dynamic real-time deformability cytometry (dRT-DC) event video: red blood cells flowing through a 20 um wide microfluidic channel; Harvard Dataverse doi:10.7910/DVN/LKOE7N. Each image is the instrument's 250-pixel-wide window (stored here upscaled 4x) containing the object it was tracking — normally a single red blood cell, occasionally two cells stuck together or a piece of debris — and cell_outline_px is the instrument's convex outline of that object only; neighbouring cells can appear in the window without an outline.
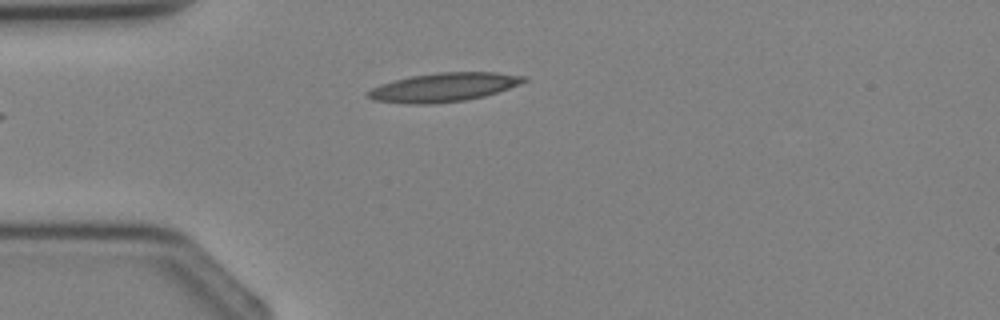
{"species": "Egyptian fruit bat (a non-hibernating species)", "species_latin": "Rousettus aegyptiacus", "temperature_condition": "cold", "stored_images_in_passage": 2, "camera_frame_rate_fps": 3000, "um_per_image_px": 0.085, "animal": {"sex": "female"}, "frame": {"image": 1, "passage_image": 2, "time_ms": 1.333, "image_size_px": [1000, 320], "cell_outline_px": [[528, 80], [520, 84], [484, 96], [464, 100], [428, 104], [408, 104], [372, 100], [368, 96], [368, 92], [372, 88], [380, 84], [412, 76], [440, 72], [496, 72], [528, 76]], "centroid_in_image_um": [37.74, 7.41], "position_along_channel_um": 47.3, "area_um2": 25.95}}